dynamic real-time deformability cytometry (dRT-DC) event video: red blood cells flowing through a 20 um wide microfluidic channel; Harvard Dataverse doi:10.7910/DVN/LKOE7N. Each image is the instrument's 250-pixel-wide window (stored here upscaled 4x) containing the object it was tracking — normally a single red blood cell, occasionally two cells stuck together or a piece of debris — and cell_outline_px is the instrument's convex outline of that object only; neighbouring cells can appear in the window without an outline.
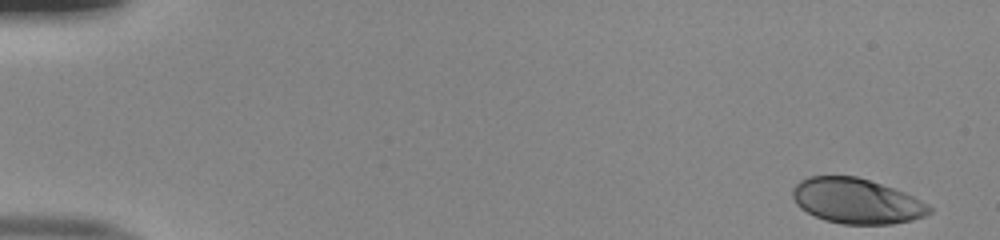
{"species": "human", "species_latin": "Homo sapiens", "temperature_condition": "room temperature", "stored_images_in_passage": 50, "camera_frame_rate_fps": 3000, "um_per_image_px": 0.085, "donor": {"sex": "male"}, "frame": {"image": 1, "passage_image": 1, "time_ms": 0.0, "image_size_px": [1000, 240], "cell_outline_px": [[932, 212], [924, 216], [912, 220], [892, 224], [844, 224], [824, 220], [800, 208], [796, 204], [792, 196], [792, 188], [800, 180], [808, 176], [856, 176], [904, 192], [928, 204], [932, 208]], "centroid_in_image_um": [72.79, 17.09], "position_along_channel_um": 12.2, "area_um2": 35.89}}
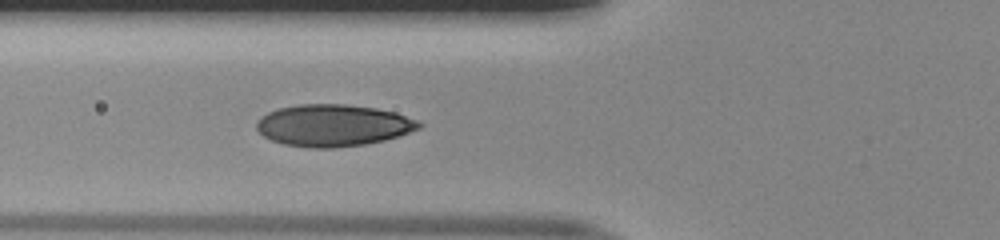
{"frame": {"image": 2, "passage_image": 19, "time_ms": 6.0, "image_size_px": [1000, 240], "cell_outline_px": [[424, 124], [420, 128], [384, 140], [364, 144], [332, 148], [312, 148], [284, 144], [272, 140], [264, 136], [256, 128], [256, 124], [260, 116], [268, 112], [280, 108], [300, 104], [344, 104], [376, 108], [396, 112], [420, 120]], "centroid_in_image_um": [28.33, 10.65], "position_along_channel_um": 97.5, "area_um2": 39.59}}
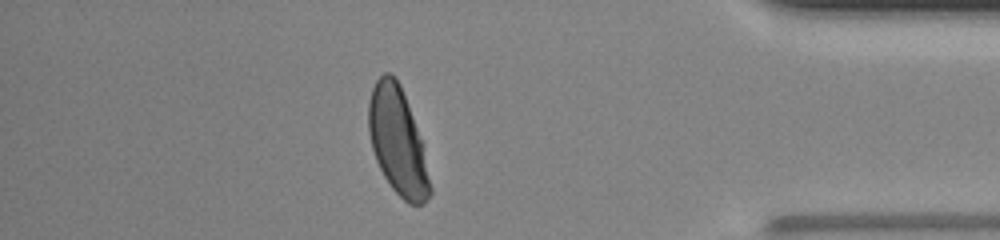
{"frame": {"image": 3, "passage_image": 44, "time_ms": 14.333, "image_size_px": [1000, 240], "cell_outline_px": [[432, 192], [424, 204], [408, 204], [392, 188], [384, 176], [376, 160], [372, 148], [368, 132], [368, 104], [372, 88], [376, 80], [384, 72], [392, 72], [396, 76], [400, 84], [412, 116], [420, 140], [432, 188]], "centroid_in_image_um": [33.77, 11.99], "position_along_channel_um": 401.4, "area_um2": 37.92}, "authors_computed_cell_mechanics": {"area_um2": 38.1769, "velocity_mm_per_s": 4.0119, "shape_relaxation_time_tau1_ms": 2.9602, "shape_relaxation_time_tau2_ms": null, "deformation_change_tau1": 0.1546, "deformation_change_tau2": null}}